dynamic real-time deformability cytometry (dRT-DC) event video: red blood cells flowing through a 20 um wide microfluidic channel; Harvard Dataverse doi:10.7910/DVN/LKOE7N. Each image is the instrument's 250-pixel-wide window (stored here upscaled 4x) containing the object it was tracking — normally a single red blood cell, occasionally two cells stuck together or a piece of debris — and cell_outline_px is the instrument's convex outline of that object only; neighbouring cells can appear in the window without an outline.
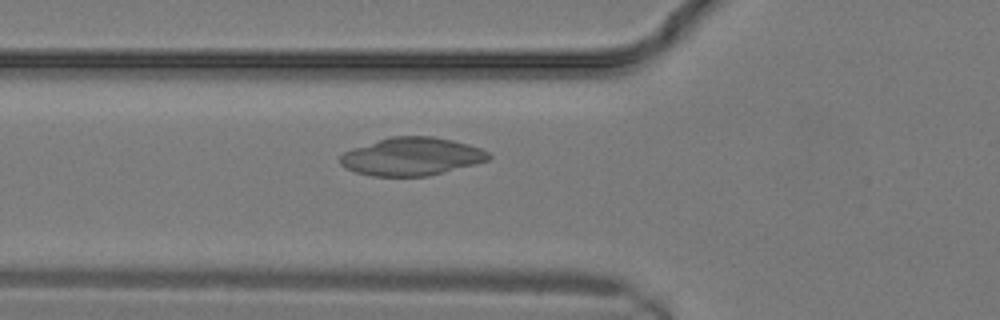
{"species": "common noctule bat (a hibernating species)", "species_latin": "Nyctalus noctula", "temperature_condition": "warm", "stored_images_in_passage": 13, "camera_frame_rate_fps": 3000, "um_per_image_px": 0.085, "animal": {"sex": "male", "body_mass_g": 19.2, "forearm_length_mm": 51.8}, "frame": {"image": 1, "passage_image": 8, "time_ms": 2.333, "image_size_px": [1000, 320], "cell_outline_px": [[492, 156], [488, 160], [476, 164], [428, 176], [372, 176], [356, 172], [340, 164], [340, 156], [344, 152], [352, 148], [388, 136], [432, 136], [452, 140], [468, 144], [480, 148], [488, 152]], "centroid_in_image_um": [34.99, 13.3], "position_along_channel_um": 90.8, "area_um2": 32.89}}
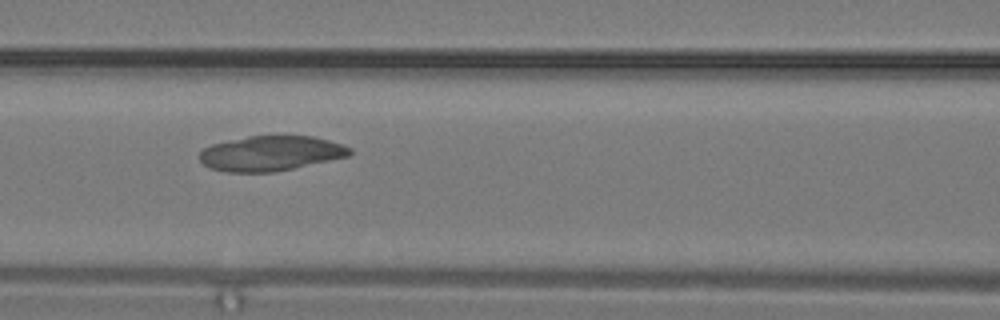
{"frame": {"image": 2, "passage_image": 10, "time_ms": 3.0, "image_size_px": [1000, 320], "cell_outline_px": [[352, 152], [348, 156], [292, 168], [272, 172], [228, 172], [208, 168], [200, 160], [200, 152], [204, 148], [212, 144], [248, 136], [312, 136], [328, 140], [352, 148]], "centroid_in_image_um": [22.98, 13.03], "position_along_channel_um": 143.6, "area_um2": 30.29}}
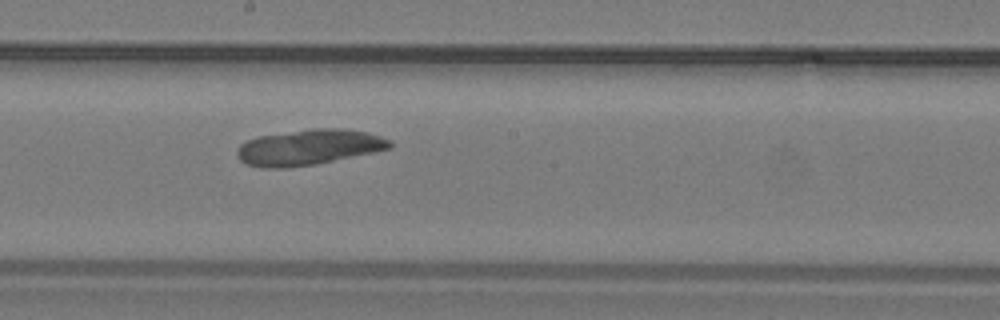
{"frame": {"image": 3, "passage_image": 13, "time_ms": 4.0, "image_size_px": [1000, 320], "cell_outline_px": [[392, 144], [388, 148], [372, 152], [316, 164], [288, 168], [260, 168], [244, 164], [240, 160], [236, 152], [240, 144], [248, 140], [260, 136], [312, 128], [340, 128], [368, 132], [380, 136], [388, 140]], "centroid_in_image_um": [26.19, 12.52], "position_along_channel_um": 222.0, "area_um2": 31.5}}